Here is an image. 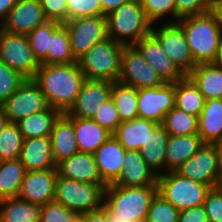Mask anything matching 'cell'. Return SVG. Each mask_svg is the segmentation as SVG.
I'll list each match as a JSON object with an SVG mask.
<instances>
[{
  "label": "cell",
  "mask_w": 222,
  "mask_h": 222,
  "mask_svg": "<svg viewBox=\"0 0 222 222\" xmlns=\"http://www.w3.org/2000/svg\"><path fill=\"white\" fill-rule=\"evenodd\" d=\"M158 193L179 211L203 205L208 185L182 177L176 171L158 176Z\"/></svg>",
  "instance_id": "obj_7"
},
{
  "label": "cell",
  "mask_w": 222,
  "mask_h": 222,
  "mask_svg": "<svg viewBox=\"0 0 222 222\" xmlns=\"http://www.w3.org/2000/svg\"><path fill=\"white\" fill-rule=\"evenodd\" d=\"M86 222H108L107 216L102 209L86 213Z\"/></svg>",
  "instance_id": "obj_51"
},
{
  "label": "cell",
  "mask_w": 222,
  "mask_h": 222,
  "mask_svg": "<svg viewBox=\"0 0 222 222\" xmlns=\"http://www.w3.org/2000/svg\"><path fill=\"white\" fill-rule=\"evenodd\" d=\"M26 80L19 72L0 60V106Z\"/></svg>",
  "instance_id": "obj_41"
},
{
  "label": "cell",
  "mask_w": 222,
  "mask_h": 222,
  "mask_svg": "<svg viewBox=\"0 0 222 222\" xmlns=\"http://www.w3.org/2000/svg\"><path fill=\"white\" fill-rule=\"evenodd\" d=\"M76 214L54 200L40 205V222H72Z\"/></svg>",
  "instance_id": "obj_44"
},
{
  "label": "cell",
  "mask_w": 222,
  "mask_h": 222,
  "mask_svg": "<svg viewBox=\"0 0 222 222\" xmlns=\"http://www.w3.org/2000/svg\"><path fill=\"white\" fill-rule=\"evenodd\" d=\"M33 81L44 93L50 107L67 113L73 106L85 81L77 62L67 64H40Z\"/></svg>",
  "instance_id": "obj_1"
},
{
  "label": "cell",
  "mask_w": 222,
  "mask_h": 222,
  "mask_svg": "<svg viewBox=\"0 0 222 222\" xmlns=\"http://www.w3.org/2000/svg\"><path fill=\"white\" fill-rule=\"evenodd\" d=\"M175 171L182 177L201 182L210 188L216 187L222 177L216 145L204 143L191 158Z\"/></svg>",
  "instance_id": "obj_11"
},
{
  "label": "cell",
  "mask_w": 222,
  "mask_h": 222,
  "mask_svg": "<svg viewBox=\"0 0 222 222\" xmlns=\"http://www.w3.org/2000/svg\"><path fill=\"white\" fill-rule=\"evenodd\" d=\"M147 19L152 24L175 23V0H140ZM169 19V20H168Z\"/></svg>",
  "instance_id": "obj_39"
},
{
  "label": "cell",
  "mask_w": 222,
  "mask_h": 222,
  "mask_svg": "<svg viewBox=\"0 0 222 222\" xmlns=\"http://www.w3.org/2000/svg\"><path fill=\"white\" fill-rule=\"evenodd\" d=\"M93 120L112 134L116 131L121 119L112 98L101 105L96 111Z\"/></svg>",
  "instance_id": "obj_43"
},
{
  "label": "cell",
  "mask_w": 222,
  "mask_h": 222,
  "mask_svg": "<svg viewBox=\"0 0 222 222\" xmlns=\"http://www.w3.org/2000/svg\"><path fill=\"white\" fill-rule=\"evenodd\" d=\"M134 46L166 83H175L185 77L151 34L141 38Z\"/></svg>",
  "instance_id": "obj_19"
},
{
  "label": "cell",
  "mask_w": 222,
  "mask_h": 222,
  "mask_svg": "<svg viewBox=\"0 0 222 222\" xmlns=\"http://www.w3.org/2000/svg\"><path fill=\"white\" fill-rule=\"evenodd\" d=\"M111 98L117 107L121 122L138 118L137 98L138 90L132 86L114 82Z\"/></svg>",
  "instance_id": "obj_34"
},
{
  "label": "cell",
  "mask_w": 222,
  "mask_h": 222,
  "mask_svg": "<svg viewBox=\"0 0 222 222\" xmlns=\"http://www.w3.org/2000/svg\"><path fill=\"white\" fill-rule=\"evenodd\" d=\"M46 21L39 0H17L1 22L0 28L9 33L28 35Z\"/></svg>",
  "instance_id": "obj_16"
},
{
  "label": "cell",
  "mask_w": 222,
  "mask_h": 222,
  "mask_svg": "<svg viewBox=\"0 0 222 222\" xmlns=\"http://www.w3.org/2000/svg\"><path fill=\"white\" fill-rule=\"evenodd\" d=\"M118 81L137 90L155 88L166 83L134 45L124 46Z\"/></svg>",
  "instance_id": "obj_10"
},
{
  "label": "cell",
  "mask_w": 222,
  "mask_h": 222,
  "mask_svg": "<svg viewBox=\"0 0 222 222\" xmlns=\"http://www.w3.org/2000/svg\"><path fill=\"white\" fill-rule=\"evenodd\" d=\"M125 152L124 147L112 134L93 153L100 177L106 185L114 184L120 177Z\"/></svg>",
  "instance_id": "obj_18"
},
{
  "label": "cell",
  "mask_w": 222,
  "mask_h": 222,
  "mask_svg": "<svg viewBox=\"0 0 222 222\" xmlns=\"http://www.w3.org/2000/svg\"><path fill=\"white\" fill-rule=\"evenodd\" d=\"M105 17L108 38L122 45H135L151 34L153 24L147 19L140 0L123 3Z\"/></svg>",
  "instance_id": "obj_4"
},
{
  "label": "cell",
  "mask_w": 222,
  "mask_h": 222,
  "mask_svg": "<svg viewBox=\"0 0 222 222\" xmlns=\"http://www.w3.org/2000/svg\"><path fill=\"white\" fill-rule=\"evenodd\" d=\"M61 25L62 23L56 21H46L27 35L34 57L39 63L47 56V51L50 49V36Z\"/></svg>",
  "instance_id": "obj_38"
},
{
  "label": "cell",
  "mask_w": 222,
  "mask_h": 222,
  "mask_svg": "<svg viewBox=\"0 0 222 222\" xmlns=\"http://www.w3.org/2000/svg\"><path fill=\"white\" fill-rule=\"evenodd\" d=\"M178 222H209L203 205L179 212Z\"/></svg>",
  "instance_id": "obj_48"
},
{
  "label": "cell",
  "mask_w": 222,
  "mask_h": 222,
  "mask_svg": "<svg viewBox=\"0 0 222 222\" xmlns=\"http://www.w3.org/2000/svg\"><path fill=\"white\" fill-rule=\"evenodd\" d=\"M72 222H86V213L85 214H80V213H77Z\"/></svg>",
  "instance_id": "obj_55"
},
{
  "label": "cell",
  "mask_w": 222,
  "mask_h": 222,
  "mask_svg": "<svg viewBox=\"0 0 222 222\" xmlns=\"http://www.w3.org/2000/svg\"><path fill=\"white\" fill-rule=\"evenodd\" d=\"M151 35L185 76L197 65L192 58L185 33L177 22L153 24Z\"/></svg>",
  "instance_id": "obj_8"
},
{
  "label": "cell",
  "mask_w": 222,
  "mask_h": 222,
  "mask_svg": "<svg viewBox=\"0 0 222 222\" xmlns=\"http://www.w3.org/2000/svg\"><path fill=\"white\" fill-rule=\"evenodd\" d=\"M177 23L185 33L194 62H215L222 41V30L214 15L208 11L179 19Z\"/></svg>",
  "instance_id": "obj_3"
},
{
  "label": "cell",
  "mask_w": 222,
  "mask_h": 222,
  "mask_svg": "<svg viewBox=\"0 0 222 222\" xmlns=\"http://www.w3.org/2000/svg\"><path fill=\"white\" fill-rule=\"evenodd\" d=\"M0 222H40V205L18 197L1 199Z\"/></svg>",
  "instance_id": "obj_31"
},
{
  "label": "cell",
  "mask_w": 222,
  "mask_h": 222,
  "mask_svg": "<svg viewBox=\"0 0 222 222\" xmlns=\"http://www.w3.org/2000/svg\"><path fill=\"white\" fill-rule=\"evenodd\" d=\"M203 207L209 222H222V193L217 187L207 192Z\"/></svg>",
  "instance_id": "obj_47"
},
{
  "label": "cell",
  "mask_w": 222,
  "mask_h": 222,
  "mask_svg": "<svg viewBox=\"0 0 222 222\" xmlns=\"http://www.w3.org/2000/svg\"><path fill=\"white\" fill-rule=\"evenodd\" d=\"M57 176V168L26 171L18 198L38 205L53 201Z\"/></svg>",
  "instance_id": "obj_17"
},
{
  "label": "cell",
  "mask_w": 222,
  "mask_h": 222,
  "mask_svg": "<svg viewBox=\"0 0 222 222\" xmlns=\"http://www.w3.org/2000/svg\"><path fill=\"white\" fill-rule=\"evenodd\" d=\"M113 83L103 80L85 79L67 117L93 119L101 105L111 98Z\"/></svg>",
  "instance_id": "obj_15"
},
{
  "label": "cell",
  "mask_w": 222,
  "mask_h": 222,
  "mask_svg": "<svg viewBox=\"0 0 222 222\" xmlns=\"http://www.w3.org/2000/svg\"><path fill=\"white\" fill-rule=\"evenodd\" d=\"M203 94L205 100L222 99V66L199 63L187 75Z\"/></svg>",
  "instance_id": "obj_27"
},
{
  "label": "cell",
  "mask_w": 222,
  "mask_h": 222,
  "mask_svg": "<svg viewBox=\"0 0 222 222\" xmlns=\"http://www.w3.org/2000/svg\"><path fill=\"white\" fill-rule=\"evenodd\" d=\"M158 185L125 187L114 184L104 189L101 209L108 222H144Z\"/></svg>",
  "instance_id": "obj_2"
},
{
  "label": "cell",
  "mask_w": 222,
  "mask_h": 222,
  "mask_svg": "<svg viewBox=\"0 0 222 222\" xmlns=\"http://www.w3.org/2000/svg\"><path fill=\"white\" fill-rule=\"evenodd\" d=\"M169 133L158 124L140 149L142 158L157 176L166 173V145Z\"/></svg>",
  "instance_id": "obj_26"
},
{
  "label": "cell",
  "mask_w": 222,
  "mask_h": 222,
  "mask_svg": "<svg viewBox=\"0 0 222 222\" xmlns=\"http://www.w3.org/2000/svg\"><path fill=\"white\" fill-rule=\"evenodd\" d=\"M74 127L79 152L93 154L112 133L101 127L93 119L68 117Z\"/></svg>",
  "instance_id": "obj_24"
},
{
  "label": "cell",
  "mask_w": 222,
  "mask_h": 222,
  "mask_svg": "<svg viewBox=\"0 0 222 222\" xmlns=\"http://www.w3.org/2000/svg\"><path fill=\"white\" fill-rule=\"evenodd\" d=\"M175 107V83L138 90V117L162 124L165 115Z\"/></svg>",
  "instance_id": "obj_14"
},
{
  "label": "cell",
  "mask_w": 222,
  "mask_h": 222,
  "mask_svg": "<svg viewBox=\"0 0 222 222\" xmlns=\"http://www.w3.org/2000/svg\"><path fill=\"white\" fill-rule=\"evenodd\" d=\"M77 62L74 58L70 37L66 27L62 24L50 36V49L47 51V56L40 62V64H67Z\"/></svg>",
  "instance_id": "obj_35"
},
{
  "label": "cell",
  "mask_w": 222,
  "mask_h": 222,
  "mask_svg": "<svg viewBox=\"0 0 222 222\" xmlns=\"http://www.w3.org/2000/svg\"><path fill=\"white\" fill-rule=\"evenodd\" d=\"M215 63L222 66V41L220 42L218 56L216 58Z\"/></svg>",
  "instance_id": "obj_56"
},
{
  "label": "cell",
  "mask_w": 222,
  "mask_h": 222,
  "mask_svg": "<svg viewBox=\"0 0 222 222\" xmlns=\"http://www.w3.org/2000/svg\"><path fill=\"white\" fill-rule=\"evenodd\" d=\"M204 144L198 134L169 135L166 145V172L175 171L191 158Z\"/></svg>",
  "instance_id": "obj_25"
},
{
  "label": "cell",
  "mask_w": 222,
  "mask_h": 222,
  "mask_svg": "<svg viewBox=\"0 0 222 222\" xmlns=\"http://www.w3.org/2000/svg\"><path fill=\"white\" fill-rule=\"evenodd\" d=\"M215 145L218 149L219 163H220V168H221V172H222V140L216 142Z\"/></svg>",
  "instance_id": "obj_54"
},
{
  "label": "cell",
  "mask_w": 222,
  "mask_h": 222,
  "mask_svg": "<svg viewBox=\"0 0 222 222\" xmlns=\"http://www.w3.org/2000/svg\"><path fill=\"white\" fill-rule=\"evenodd\" d=\"M25 172L19 159L0 161V200L18 197Z\"/></svg>",
  "instance_id": "obj_33"
},
{
  "label": "cell",
  "mask_w": 222,
  "mask_h": 222,
  "mask_svg": "<svg viewBox=\"0 0 222 222\" xmlns=\"http://www.w3.org/2000/svg\"><path fill=\"white\" fill-rule=\"evenodd\" d=\"M179 212L157 192L150 203L144 222H178Z\"/></svg>",
  "instance_id": "obj_40"
},
{
  "label": "cell",
  "mask_w": 222,
  "mask_h": 222,
  "mask_svg": "<svg viewBox=\"0 0 222 222\" xmlns=\"http://www.w3.org/2000/svg\"><path fill=\"white\" fill-rule=\"evenodd\" d=\"M210 12L214 15L217 24L222 30V0H212Z\"/></svg>",
  "instance_id": "obj_50"
},
{
  "label": "cell",
  "mask_w": 222,
  "mask_h": 222,
  "mask_svg": "<svg viewBox=\"0 0 222 222\" xmlns=\"http://www.w3.org/2000/svg\"><path fill=\"white\" fill-rule=\"evenodd\" d=\"M125 45L111 38L96 43L77 63L86 79L117 82L121 72V56Z\"/></svg>",
  "instance_id": "obj_5"
},
{
  "label": "cell",
  "mask_w": 222,
  "mask_h": 222,
  "mask_svg": "<svg viewBox=\"0 0 222 222\" xmlns=\"http://www.w3.org/2000/svg\"><path fill=\"white\" fill-rule=\"evenodd\" d=\"M212 0H175L176 22L179 19L210 11Z\"/></svg>",
  "instance_id": "obj_45"
},
{
  "label": "cell",
  "mask_w": 222,
  "mask_h": 222,
  "mask_svg": "<svg viewBox=\"0 0 222 222\" xmlns=\"http://www.w3.org/2000/svg\"><path fill=\"white\" fill-rule=\"evenodd\" d=\"M45 18L64 24L67 22V0H39Z\"/></svg>",
  "instance_id": "obj_46"
},
{
  "label": "cell",
  "mask_w": 222,
  "mask_h": 222,
  "mask_svg": "<svg viewBox=\"0 0 222 222\" xmlns=\"http://www.w3.org/2000/svg\"><path fill=\"white\" fill-rule=\"evenodd\" d=\"M1 107L8 121L17 123L22 118L47 109L49 105L33 79H26Z\"/></svg>",
  "instance_id": "obj_13"
},
{
  "label": "cell",
  "mask_w": 222,
  "mask_h": 222,
  "mask_svg": "<svg viewBox=\"0 0 222 222\" xmlns=\"http://www.w3.org/2000/svg\"><path fill=\"white\" fill-rule=\"evenodd\" d=\"M0 60L26 79H32L40 66L27 35L9 33L1 28Z\"/></svg>",
  "instance_id": "obj_9"
},
{
  "label": "cell",
  "mask_w": 222,
  "mask_h": 222,
  "mask_svg": "<svg viewBox=\"0 0 222 222\" xmlns=\"http://www.w3.org/2000/svg\"><path fill=\"white\" fill-rule=\"evenodd\" d=\"M205 101L203 94L188 76L175 82L176 108L198 117Z\"/></svg>",
  "instance_id": "obj_32"
},
{
  "label": "cell",
  "mask_w": 222,
  "mask_h": 222,
  "mask_svg": "<svg viewBox=\"0 0 222 222\" xmlns=\"http://www.w3.org/2000/svg\"><path fill=\"white\" fill-rule=\"evenodd\" d=\"M16 2L17 0H0V24L7 17L8 12Z\"/></svg>",
  "instance_id": "obj_52"
},
{
  "label": "cell",
  "mask_w": 222,
  "mask_h": 222,
  "mask_svg": "<svg viewBox=\"0 0 222 222\" xmlns=\"http://www.w3.org/2000/svg\"><path fill=\"white\" fill-rule=\"evenodd\" d=\"M58 175L75 181L105 184L98 172L94 155L77 152L57 165Z\"/></svg>",
  "instance_id": "obj_22"
},
{
  "label": "cell",
  "mask_w": 222,
  "mask_h": 222,
  "mask_svg": "<svg viewBox=\"0 0 222 222\" xmlns=\"http://www.w3.org/2000/svg\"><path fill=\"white\" fill-rule=\"evenodd\" d=\"M158 176L142 158L137 150H126L122 173L114 185L125 187H142L157 185Z\"/></svg>",
  "instance_id": "obj_20"
},
{
  "label": "cell",
  "mask_w": 222,
  "mask_h": 222,
  "mask_svg": "<svg viewBox=\"0 0 222 222\" xmlns=\"http://www.w3.org/2000/svg\"><path fill=\"white\" fill-rule=\"evenodd\" d=\"M8 122H9L8 118L6 117V114L4 113L3 108L0 106V132L6 126Z\"/></svg>",
  "instance_id": "obj_53"
},
{
  "label": "cell",
  "mask_w": 222,
  "mask_h": 222,
  "mask_svg": "<svg viewBox=\"0 0 222 222\" xmlns=\"http://www.w3.org/2000/svg\"><path fill=\"white\" fill-rule=\"evenodd\" d=\"M23 141L18 124L8 122L0 132V161L19 159Z\"/></svg>",
  "instance_id": "obj_37"
},
{
  "label": "cell",
  "mask_w": 222,
  "mask_h": 222,
  "mask_svg": "<svg viewBox=\"0 0 222 222\" xmlns=\"http://www.w3.org/2000/svg\"><path fill=\"white\" fill-rule=\"evenodd\" d=\"M198 135L204 143L222 140V99H209L198 116Z\"/></svg>",
  "instance_id": "obj_29"
},
{
  "label": "cell",
  "mask_w": 222,
  "mask_h": 222,
  "mask_svg": "<svg viewBox=\"0 0 222 222\" xmlns=\"http://www.w3.org/2000/svg\"><path fill=\"white\" fill-rule=\"evenodd\" d=\"M50 139L56 165L79 152L73 123L64 113L55 121Z\"/></svg>",
  "instance_id": "obj_23"
},
{
  "label": "cell",
  "mask_w": 222,
  "mask_h": 222,
  "mask_svg": "<svg viewBox=\"0 0 222 222\" xmlns=\"http://www.w3.org/2000/svg\"><path fill=\"white\" fill-rule=\"evenodd\" d=\"M157 125L154 121L138 117L131 121L121 122L113 133V136L125 150L140 151L143 144L146 143L149 133Z\"/></svg>",
  "instance_id": "obj_28"
},
{
  "label": "cell",
  "mask_w": 222,
  "mask_h": 222,
  "mask_svg": "<svg viewBox=\"0 0 222 222\" xmlns=\"http://www.w3.org/2000/svg\"><path fill=\"white\" fill-rule=\"evenodd\" d=\"M19 161L24 165L25 171L57 168L52 154L50 136L24 139Z\"/></svg>",
  "instance_id": "obj_21"
},
{
  "label": "cell",
  "mask_w": 222,
  "mask_h": 222,
  "mask_svg": "<svg viewBox=\"0 0 222 222\" xmlns=\"http://www.w3.org/2000/svg\"><path fill=\"white\" fill-rule=\"evenodd\" d=\"M103 15L100 0H67V21Z\"/></svg>",
  "instance_id": "obj_42"
},
{
  "label": "cell",
  "mask_w": 222,
  "mask_h": 222,
  "mask_svg": "<svg viewBox=\"0 0 222 222\" xmlns=\"http://www.w3.org/2000/svg\"><path fill=\"white\" fill-rule=\"evenodd\" d=\"M102 5L103 16L108 15L110 12L117 9L123 3H126L130 0H100Z\"/></svg>",
  "instance_id": "obj_49"
},
{
  "label": "cell",
  "mask_w": 222,
  "mask_h": 222,
  "mask_svg": "<svg viewBox=\"0 0 222 222\" xmlns=\"http://www.w3.org/2000/svg\"><path fill=\"white\" fill-rule=\"evenodd\" d=\"M106 184H91L57 176L54 201L75 213L85 214L101 209Z\"/></svg>",
  "instance_id": "obj_6"
},
{
  "label": "cell",
  "mask_w": 222,
  "mask_h": 222,
  "mask_svg": "<svg viewBox=\"0 0 222 222\" xmlns=\"http://www.w3.org/2000/svg\"><path fill=\"white\" fill-rule=\"evenodd\" d=\"M62 113L52 107L20 119L17 124L24 139L50 136L55 121Z\"/></svg>",
  "instance_id": "obj_30"
},
{
  "label": "cell",
  "mask_w": 222,
  "mask_h": 222,
  "mask_svg": "<svg viewBox=\"0 0 222 222\" xmlns=\"http://www.w3.org/2000/svg\"><path fill=\"white\" fill-rule=\"evenodd\" d=\"M216 187H217V188L219 189V191L222 193V177L219 179Z\"/></svg>",
  "instance_id": "obj_57"
},
{
  "label": "cell",
  "mask_w": 222,
  "mask_h": 222,
  "mask_svg": "<svg viewBox=\"0 0 222 222\" xmlns=\"http://www.w3.org/2000/svg\"><path fill=\"white\" fill-rule=\"evenodd\" d=\"M63 25L68 31L71 51L76 60L93 45L108 38L106 17L103 15L77 18Z\"/></svg>",
  "instance_id": "obj_12"
},
{
  "label": "cell",
  "mask_w": 222,
  "mask_h": 222,
  "mask_svg": "<svg viewBox=\"0 0 222 222\" xmlns=\"http://www.w3.org/2000/svg\"><path fill=\"white\" fill-rule=\"evenodd\" d=\"M162 126L169 135L198 134V117L174 107L165 115Z\"/></svg>",
  "instance_id": "obj_36"
}]
</instances>
